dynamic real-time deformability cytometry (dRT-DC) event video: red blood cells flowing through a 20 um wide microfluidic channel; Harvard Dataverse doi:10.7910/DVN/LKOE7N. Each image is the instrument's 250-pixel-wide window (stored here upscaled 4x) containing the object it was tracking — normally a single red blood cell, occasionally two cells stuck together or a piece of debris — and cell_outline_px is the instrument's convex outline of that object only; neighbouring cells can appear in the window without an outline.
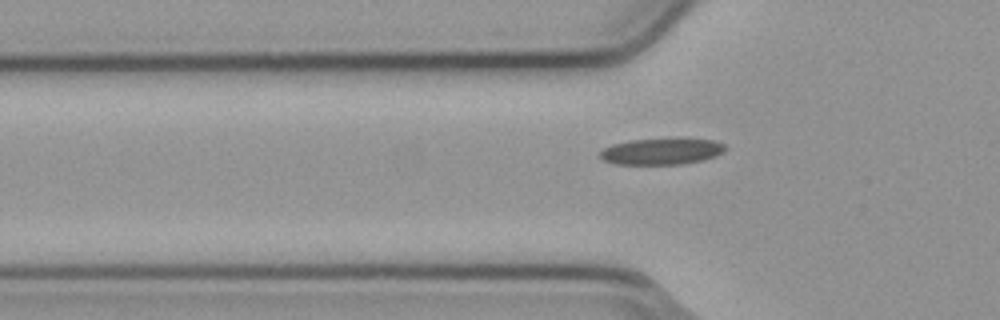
{"species": "common noctule bat (a hibernating species)", "species_latin": "Nyctalus noctula", "temperature_condition": "cold", "stored_images_in_passage": 35, "camera_frame_rate_fps": 3000, "um_per_image_px": 0.085, "animal": {"sex": "male", "body_mass_g": 23.1, "forearm_length_mm": 52.7}, "frame": {"image": 1, "passage_image": 2, "time_ms": 0.333, "image_size_px": [1000, 320], "cell_outline_px": [[728, 148], [724, 152], [716, 156], [704, 160], [680, 164], [616, 164], [604, 160], [600, 156], [600, 152], [604, 148], [612, 144], [632, 140], [680, 136], [712, 140], [724, 144]], "centroid_in_image_um": [56.31, 12.83], "position_along_channel_um": 69.5, "area_um2": 19.88}}
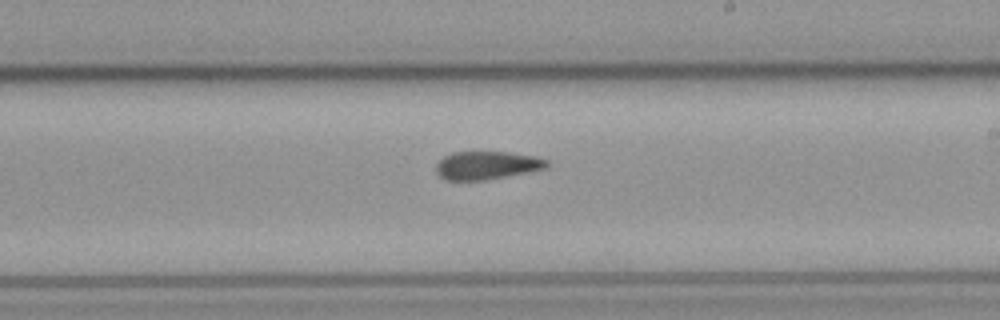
{"frame": {"image": 2, "passage_image": 16, "time_ms": 5.0, "image_size_px": [1000, 320], "cell_outline_px": [[548, 168], [484, 180], [444, 180], [436, 172], [436, 164], [444, 156], [452, 152], [508, 152], [536, 156], [548, 160]], "centroid_in_image_um": [41.38, 14.05], "position_along_channel_um": 247.6, "area_um2": 18.15}}
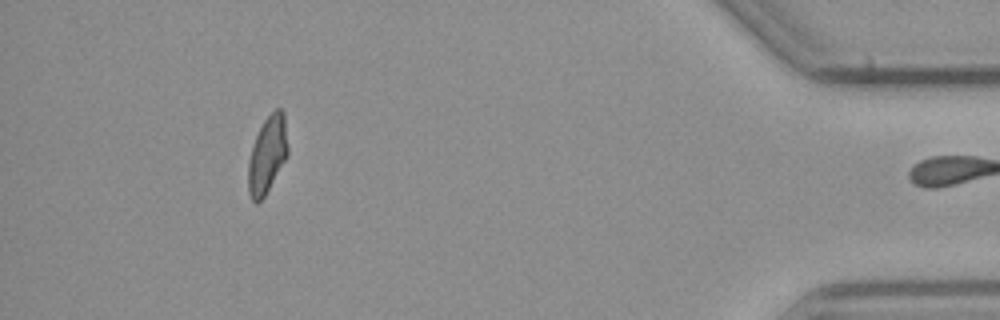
{"frame": {"image": 3, "passage_image": 34, "time_ms": 11.0, "image_size_px": [1000, 320], "cell_outline_px": [[288, 156], [264, 196], [256, 204], [252, 200], [248, 192], [248, 160], [252, 144], [264, 120], [276, 108], [280, 108], [284, 112], [288, 148]], "centroid_in_image_um": [22.72, 13.15], "position_along_channel_um": 412.5, "area_um2": 17.8}, "authors_computed_cell_mechanics": {"area_um2": 18.8428, "velocity_mm_per_s": 3.7942, "shape_relaxation_time_tau1_ms": 10.7325, "shape_relaxation_time_tau2_ms": 4.6796, "deformation_change_tau1": 0.2072, "deformation_change_tau2": 0.1175}}